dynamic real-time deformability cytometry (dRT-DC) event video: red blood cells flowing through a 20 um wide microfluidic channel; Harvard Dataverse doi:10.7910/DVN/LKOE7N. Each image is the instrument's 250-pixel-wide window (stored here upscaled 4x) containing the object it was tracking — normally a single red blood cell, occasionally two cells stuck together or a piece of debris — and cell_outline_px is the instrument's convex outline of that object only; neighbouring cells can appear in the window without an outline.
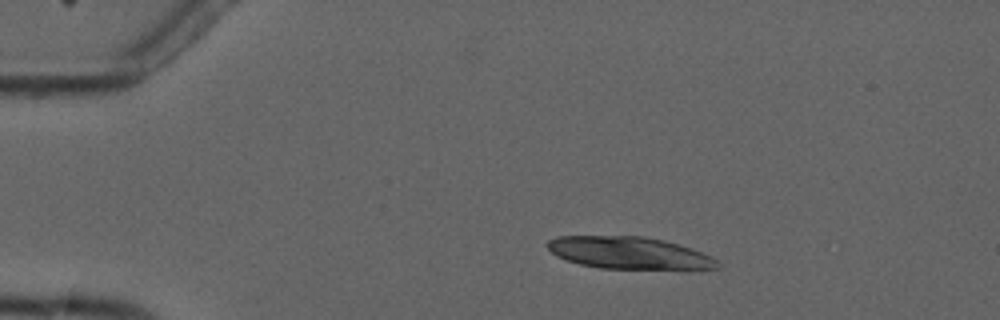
{"species": "common noctule bat (a hibernating species)", "species_latin": "Nyctalus noctula", "temperature_condition": "cold", "stored_images_in_passage": 6, "segment_of_instrument_passage": [1, 2], "camera_frame_rate_fps": 3000, "um_per_image_px": 0.085, "animal": {"sex": "male", "forearm_length_mm": 52.5}, "frame": {"image": 1, "passage_image": 3, "time_ms": 2.333, "image_size_px": [1000, 320], "cell_outline_px": [[720, 268], [688, 272], [684, 272], [600, 268], [580, 264], [556, 256], [544, 244], [548, 240], [556, 236], [644, 236], [664, 240], [692, 248], [712, 256], [720, 264]], "centroid_in_image_um": [53.61, 21.55], "position_along_channel_um": 31.4, "area_um2": 33.35}}